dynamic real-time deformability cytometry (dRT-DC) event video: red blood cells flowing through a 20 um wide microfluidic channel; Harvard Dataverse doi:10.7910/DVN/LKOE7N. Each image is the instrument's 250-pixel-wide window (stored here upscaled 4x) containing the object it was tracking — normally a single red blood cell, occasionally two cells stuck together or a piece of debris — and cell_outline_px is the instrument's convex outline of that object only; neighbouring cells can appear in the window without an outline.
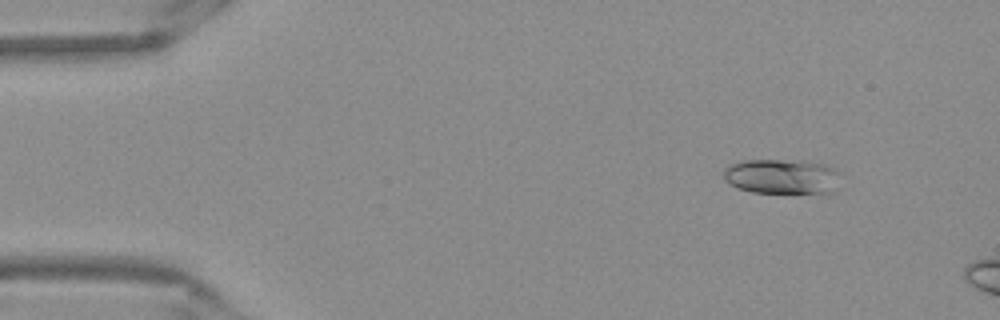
{"species": "Egyptian fruit bat (a non-hibernating species)", "species_latin": "Rousettus aegyptiacus", "temperature_condition": "warm", "stored_images_in_passage": 12, "camera_frame_rate_fps": 3000, "um_per_image_px": 0.085, "frame": {"image": 1, "passage_image": 6, "time_ms": 1.667, "image_size_px": [1000, 320], "cell_outline_px": [[840, 172], [836, 192], [828, 196], [752, 192], [740, 188], [724, 180], [724, 168], [728, 164], [744, 160], [808, 160], [824, 164]], "centroid_in_image_um": [66.58, 15.04], "position_along_channel_um": 18.4, "area_um2": 25.09}}